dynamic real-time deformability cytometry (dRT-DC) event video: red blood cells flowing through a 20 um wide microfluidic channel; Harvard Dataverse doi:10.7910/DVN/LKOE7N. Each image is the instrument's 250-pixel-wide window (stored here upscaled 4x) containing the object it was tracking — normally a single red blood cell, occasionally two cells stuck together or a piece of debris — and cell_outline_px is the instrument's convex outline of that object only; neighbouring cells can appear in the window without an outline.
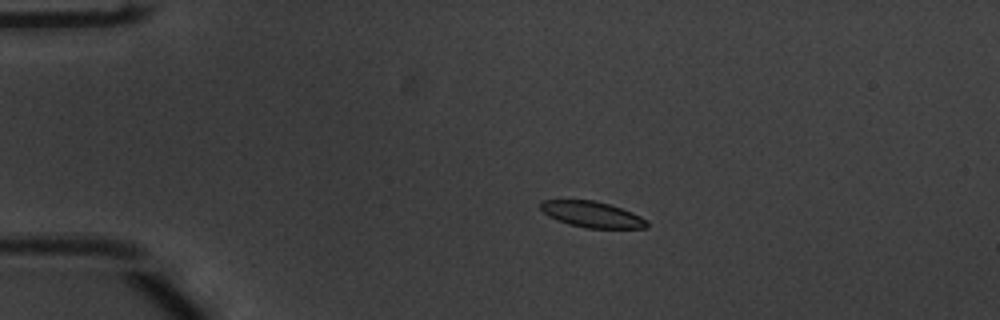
{"species": "common noctule bat (a hibernating species)", "species_latin": "Nyctalus noctula", "temperature_condition": "warm", "stored_images_in_passage": 44, "camera_frame_rate_fps": 3000, "um_per_image_px": 0.085, "animal": {"sex": "male", "body_mass_g": 20.1, "forearm_length_mm": 53.5}, "frame": {"image": 1, "passage_image": 2, "time_ms": 0.333, "image_size_px": [1000, 320], "cell_outline_px": [[648, 228], [584, 228], [568, 224], [556, 220], [548, 216], [540, 208], [540, 204], [544, 200], [592, 200], [608, 204], [632, 212], [648, 220]], "centroid_in_image_um": [50.32, 18.24], "position_along_channel_um": 34.7, "area_um2": 16.07}}
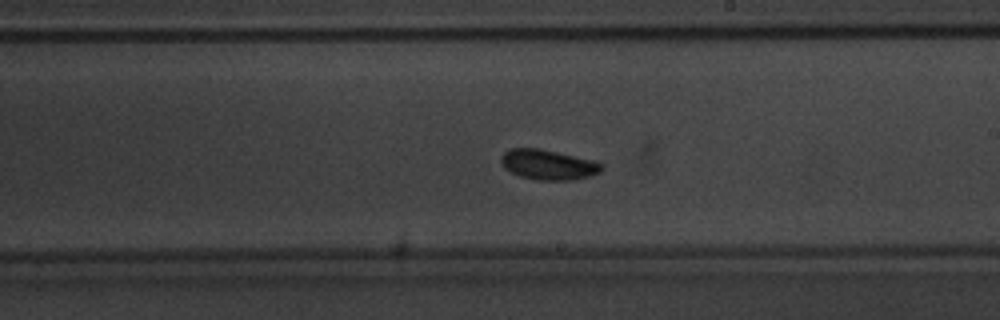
{"frame": {"image": 2, "passage_image": 22, "time_ms": 7.0, "image_size_px": [1000, 320], "cell_outline_px": [[604, 168], [600, 172], [588, 176], [572, 180], [532, 180], [520, 176], [504, 168], [500, 160], [500, 156], [504, 152], [512, 148], [540, 148], [600, 160], [604, 164]], "centroid_in_image_um": [46.65, 13.98], "position_along_channel_um": 242.3, "area_um2": 18.15}}
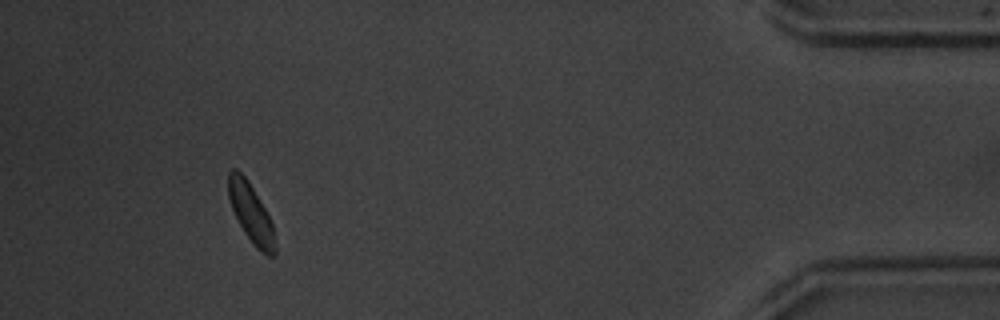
{"frame": {"image": 3, "passage_image": 40, "time_ms": 13.0, "image_size_px": [1000, 320], "cell_outline_px": [[276, 256], [268, 256], [260, 252], [256, 248], [244, 232], [232, 208], [228, 196], [228, 172], [232, 168], [236, 168], [248, 180], [264, 208], [272, 224], [276, 244]], "centroid_in_image_um": [21.34, 18.14], "position_along_channel_um": 413.9, "area_um2": 15.9}, "authors_computed_cell_mechanics": {"area_um2": 16.7042, "velocity_mm_per_s": 3.8343, "shape_relaxation_time_tau1_ms": 3.22, "shape_relaxation_time_tau2_ms": 4.6385, "deformation_change_tau1": 0.1378, "deformation_change_tau2": 0.0903}}